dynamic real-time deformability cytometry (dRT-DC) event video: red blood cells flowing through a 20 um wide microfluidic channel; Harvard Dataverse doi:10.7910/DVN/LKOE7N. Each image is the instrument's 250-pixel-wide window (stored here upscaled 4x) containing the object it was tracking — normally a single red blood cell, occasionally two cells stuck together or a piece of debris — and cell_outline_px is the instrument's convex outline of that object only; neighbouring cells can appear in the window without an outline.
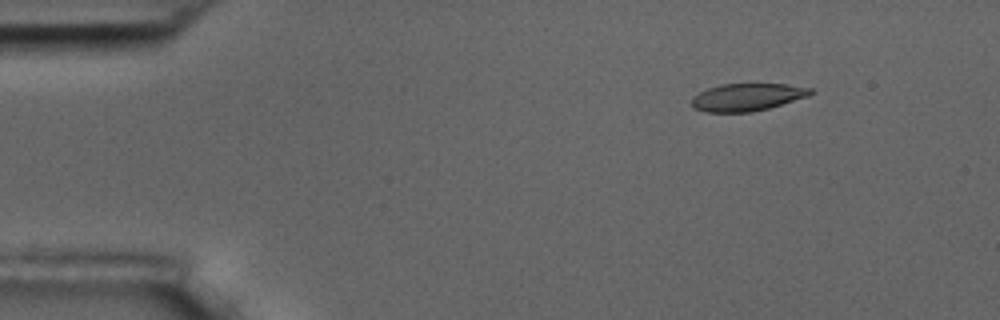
{"species": "common noctule bat (a hibernating species)", "species_latin": "Nyctalus noctula", "temperature_condition": "room temperature", "stored_images_in_passage": 6, "camera_frame_rate_fps": 3000, "um_per_image_px": 0.085, "animal": {"sex": "male", "body_mass_g": 17.5, "forearm_length_mm": 52.3}, "frame": {"image": 1, "passage_image": 2, "time_ms": 2.0, "image_size_px": [1000, 320], "cell_outline_px": [[812, 92], [808, 96], [768, 108], [752, 112], [708, 112], [696, 108], [692, 104], [692, 96], [708, 88], [720, 84], [788, 84], [812, 88]], "centroid_in_image_um": [63.51, 8.25], "position_along_channel_um": 21.5, "area_um2": 18.84}}
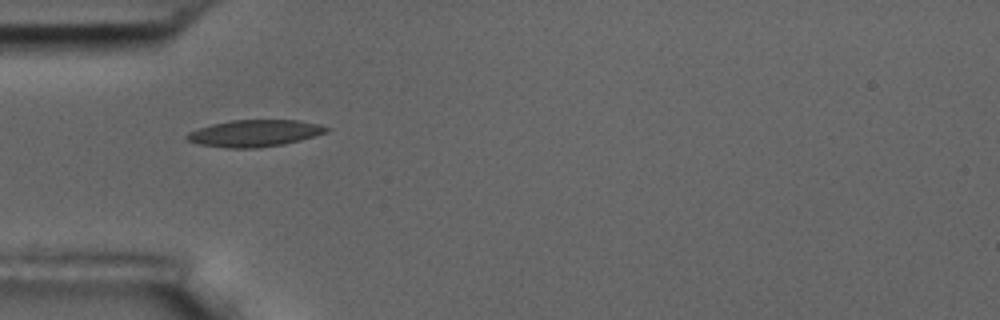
{"frame": {"image": 2, "passage_image": 5, "time_ms": 5.333, "image_size_px": [1000, 320], "cell_outline_px": [[332, 128], [328, 132], [316, 136], [284, 144], [256, 148], [224, 148], [200, 144], [188, 140], [184, 136], [188, 132], [212, 124], [232, 120], [296, 120], [320, 124]], "centroid_in_image_um": [21.68, 11.32], "position_along_channel_um": 63.3, "area_um2": 21.85}}